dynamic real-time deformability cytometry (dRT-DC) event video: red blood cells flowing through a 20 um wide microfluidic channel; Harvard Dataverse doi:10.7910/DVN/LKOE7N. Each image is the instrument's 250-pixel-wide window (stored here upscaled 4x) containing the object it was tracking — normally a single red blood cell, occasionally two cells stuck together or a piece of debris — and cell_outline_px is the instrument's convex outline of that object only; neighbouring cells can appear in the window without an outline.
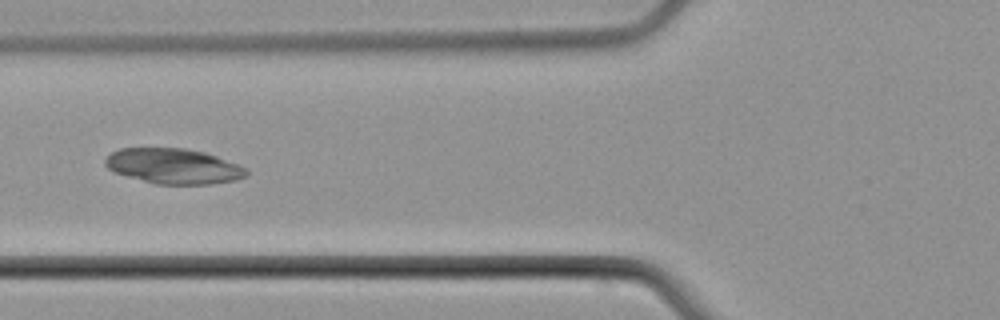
{"species": "common noctule bat (a hibernating species)", "species_latin": "Nyctalus noctula", "temperature_condition": "cold", "stored_images_in_passage": 4, "camera_frame_rate_fps": 3000, "um_per_image_px": 0.085, "animal": {"sex": "male", "body_mass_g": 21.5, "forearm_length_mm": 52.0}, "frame": {"image": 1, "passage_image": 4, "time_ms": 4.667, "image_size_px": [1000, 320], "cell_outline_px": [[248, 176], [236, 180], [208, 184], [156, 184], [128, 176], [116, 172], [108, 168], [104, 164], [104, 160], [112, 152], [120, 148], [184, 148], [204, 152], [216, 156], [248, 168]], "centroid_in_image_um": [14.78, 14.12], "position_along_channel_um": 111.0, "area_um2": 28.9}}